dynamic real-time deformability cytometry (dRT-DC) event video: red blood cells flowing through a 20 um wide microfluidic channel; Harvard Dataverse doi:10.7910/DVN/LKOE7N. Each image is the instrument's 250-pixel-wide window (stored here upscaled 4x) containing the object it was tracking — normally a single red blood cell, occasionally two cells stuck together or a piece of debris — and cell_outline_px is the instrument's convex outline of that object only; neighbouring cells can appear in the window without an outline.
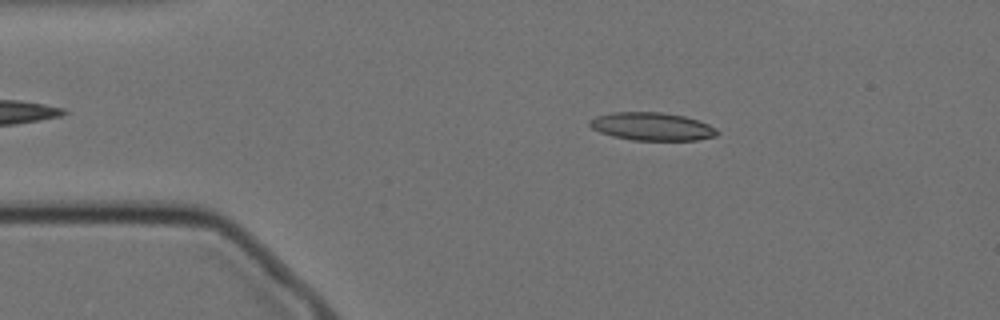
{"species": "Egyptian fruit bat (a non-hibernating species)", "species_latin": "Rousettus aegyptiacus", "temperature_condition": "cold", "stored_images_in_passage": 49, "camera_frame_rate_fps": 3000, "um_per_image_px": 0.085, "animal": {"sex": "female"}, "frame": {"image": 1, "passage_image": 9, "time_ms": 2.667, "image_size_px": [1000, 320], "cell_outline_px": [[720, 132], [716, 136], [696, 140], [632, 140], [612, 136], [600, 132], [592, 128], [588, 124], [588, 120], [596, 116], [612, 112], [660, 112], [684, 116], [708, 124], [716, 128]], "centroid_in_image_um": [55.4, 10.75], "position_along_channel_um": 29.6, "area_um2": 20.81}}
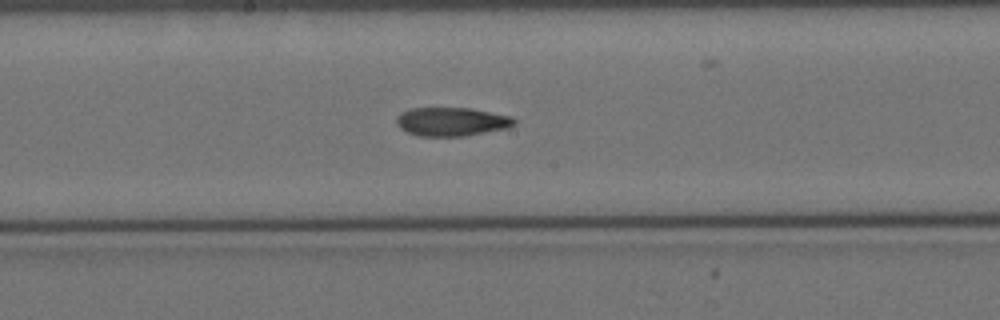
{"frame": {"image": 2, "passage_image": 28, "time_ms": 9.0, "image_size_px": [1000, 320], "cell_outline_px": [[516, 124], [508, 128], [464, 136], [416, 136], [400, 128], [396, 124], [396, 116], [400, 112], [408, 108], [468, 108], [512, 116], [516, 120]], "centroid_in_image_um": [38.36, 10.34], "position_along_channel_um": 209.8, "area_um2": 19.83}}
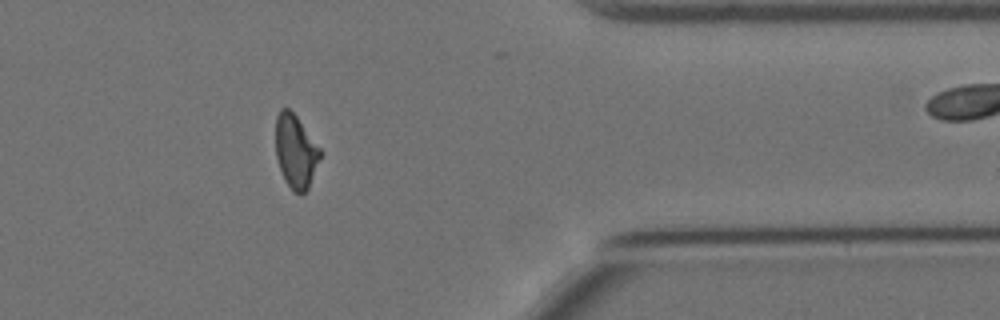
{"frame": {"image": 3, "passage_image": 45, "time_ms": 14.667, "image_size_px": [1000, 320], "cell_outline_px": [[320, 156], [308, 188], [304, 192], [292, 192], [284, 180], [276, 156], [276, 116], [280, 108], [288, 108], [296, 116], [320, 148]], "centroid_in_image_um": [25.1, 12.86], "position_along_channel_um": 386.3, "area_um2": 18.67}, "authors_computed_cell_mechanics": {"area_um2": 20.1144, "velocity_mm_per_s": 3.497, "shape_relaxation_time_tau1_ms": 8.5589, "shape_relaxation_time_tau2_ms": 4.0042, "deformation_change_tau1": 0.1885, "deformation_change_tau2": 0.1244}}